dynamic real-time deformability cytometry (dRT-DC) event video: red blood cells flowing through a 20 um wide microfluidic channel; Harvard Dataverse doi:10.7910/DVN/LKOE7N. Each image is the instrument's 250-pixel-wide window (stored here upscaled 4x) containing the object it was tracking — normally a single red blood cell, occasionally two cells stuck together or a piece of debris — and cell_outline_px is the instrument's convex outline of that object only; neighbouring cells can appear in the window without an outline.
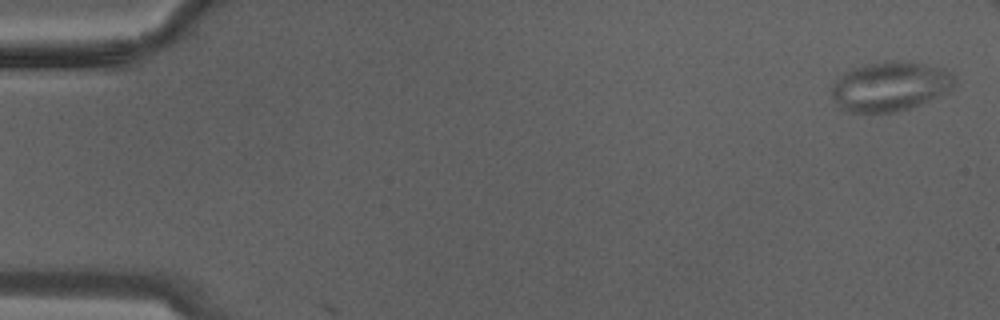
{"species": "Egyptian fruit bat (a non-hibernating species)", "species_latin": "Rousettus aegyptiacus", "temperature_condition": "warm", "stored_images_in_passage": 2, "camera_frame_rate_fps": 3000, "um_per_image_px": 0.085, "animal": {"sex": "male"}, "frame": {"image": 1, "passage_image": 1, "time_ms": 0.0, "image_size_px": [1000, 320], "cell_outline_px": [[956, 84], [948, 92], [920, 104], [896, 112], [844, 112], [840, 108], [832, 96], [832, 84], [844, 72], [852, 68], [864, 64], [888, 60], [896, 60], [924, 64], [944, 68], [952, 76]], "centroid_in_image_um": [75.63, 7.33], "position_along_channel_um": 9.4, "area_um2": 35.49}}